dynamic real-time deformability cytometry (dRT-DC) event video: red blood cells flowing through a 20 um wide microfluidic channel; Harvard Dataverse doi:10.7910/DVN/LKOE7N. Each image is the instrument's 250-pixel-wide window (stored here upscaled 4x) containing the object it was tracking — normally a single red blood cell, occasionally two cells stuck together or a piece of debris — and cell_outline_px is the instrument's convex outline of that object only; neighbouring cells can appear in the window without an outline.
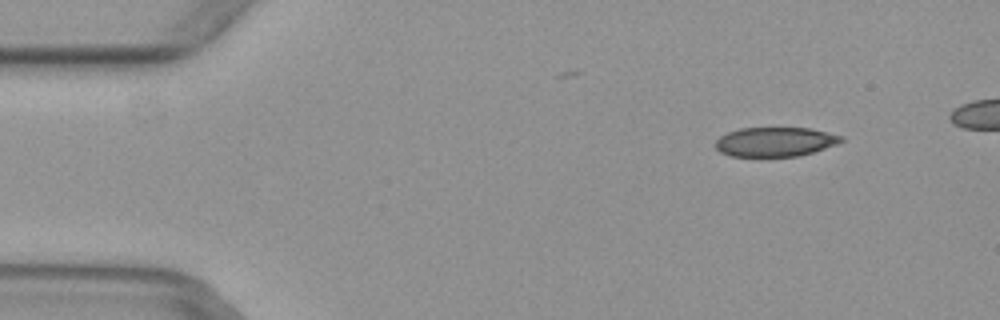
{"species": "common noctule bat (a hibernating species)", "species_latin": "Nyctalus noctula", "temperature_condition": "warm", "stored_images_in_passage": 4, "camera_frame_rate_fps": 3000, "um_per_image_px": 0.085, "animal": {"sex": "female", "body_mass_g": 29.2, "forearm_length_mm": 56.3}, "frame": {"image": 1, "passage_image": 1, "time_ms": 0.0, "image_size_px": [1000, 320], "cell_outline_px": [[844, 140], [836, 144], [800, 156], [732, 156], [720, 152], [716, 148], [716, 140], [720, 136], [728, 132], [740, 128], [812, 128], [844, 136]], "centroid_in_image_um": [65.9, 12.05], "position_along_channel_um": 19.1, "area_um2": 21.44}}